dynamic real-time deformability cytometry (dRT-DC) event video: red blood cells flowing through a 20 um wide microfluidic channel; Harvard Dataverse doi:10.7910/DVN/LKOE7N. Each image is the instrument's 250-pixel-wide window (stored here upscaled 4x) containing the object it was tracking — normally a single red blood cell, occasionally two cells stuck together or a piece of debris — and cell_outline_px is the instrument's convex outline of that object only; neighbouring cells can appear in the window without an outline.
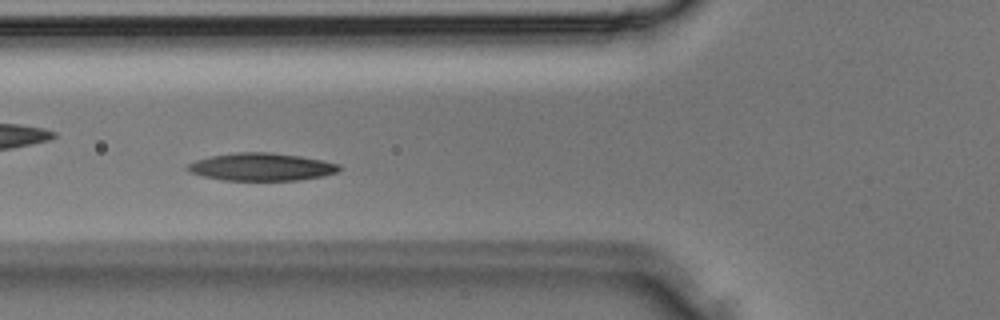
{"species": "Egyptian fruit bat (a non-hibernating species)", "species_latin": "Rousettus aegyptiacus", "temperature_condition": "room temperature", "stored_images_in_passage": 34, "camera_frame_rate_fps": 3000, "um_per_image_px": 0.085, "animal": {"sex": "male"}, "frame": {"image": 1, "passage_image": 11, "time_ms": 3.333, "image_size_px": [1000, 320], "cell_outline_px": [[340, 168], [336, 172], [320, 176], [300, 180], [224, 180], [204, 176], [188, 172], [184, 168], [188, 164], [196, 160], [212, 156], [236, 152], [272, 152], [300, 156], [340, 164]], "centroid_in_image_um": [22.18, 14.18], "position_along_channel_um": 103.6, "area_um2": 24.28}}
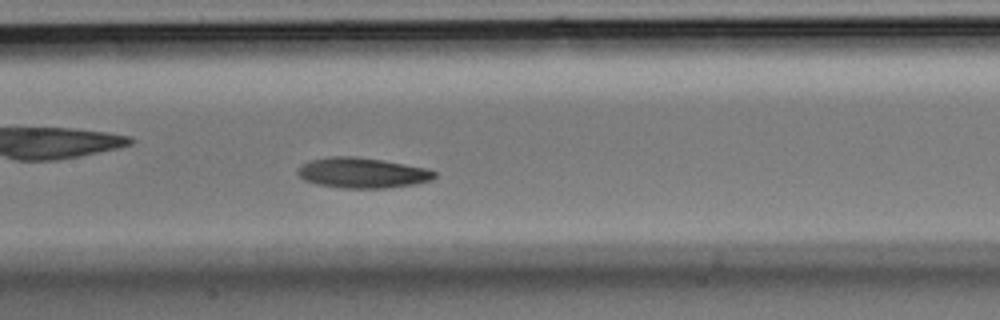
{"frame": {"image": 2, "passage_image": 15, "time_ms": 4.667, "image_size_px": [1000, 320], "cell_outline_px": [[436, 176], [432, 180], [412, 184], [384, 188], [344, 188], [316, 184], [304, 180], [296, 172], [304, 164], [312, 160], [328, 156], [356, 156], [384, 160], [424, 168], [436, 172]], "centroid_in_image_um": [30.79, 14.69], "position_along_channel_um": 176.6, "area_um2": 23.99}}
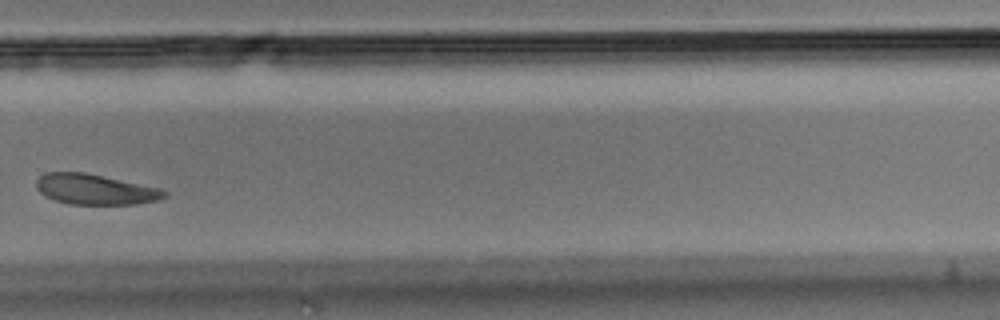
{"frame": {"image": 3, "passage_image": 23, "time_ms": 7.333, "image_size_px": [1000, 320], "cell_outline_px": [[168, 196], [160, 200], [136, 204], [68, 204], [44, 196], [36, 188], [36, 180], [44, 172], [84, 172], [160, 188], [168, 192]], "centroid_in_image_um": [8.09, 16.1], "position_along_channel_um": 321.7, "area_um2": 22.77}}